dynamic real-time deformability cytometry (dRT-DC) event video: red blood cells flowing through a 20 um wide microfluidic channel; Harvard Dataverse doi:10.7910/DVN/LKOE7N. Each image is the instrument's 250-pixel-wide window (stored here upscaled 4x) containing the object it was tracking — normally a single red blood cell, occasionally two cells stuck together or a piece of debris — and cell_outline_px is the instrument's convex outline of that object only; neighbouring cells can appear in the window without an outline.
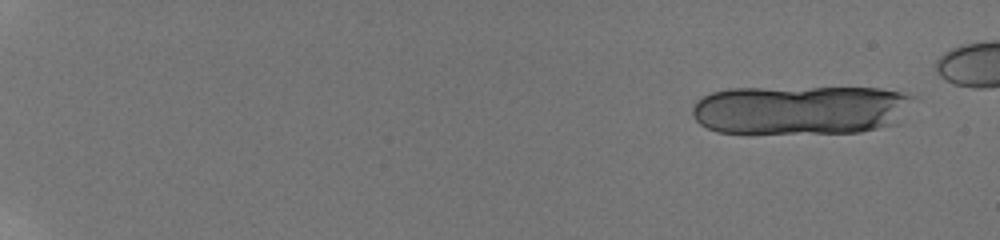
{"species": "human", "species_latin": "Homo sapiens", "temperature_condition": "room temperature", "stored_images_in_passage": 44, "camera_frame_rate_fps": 3000, "um_per_image_px": 0.085, "donor": {"sex": "male"}, "frame": {"image": 1, "passage_image": 8, "time_ms": 1.0, "image_size_px": [1000, 240], "cell_outline_px": [[916, 96], [896, 124], [860, 132], [716, 132], [700, 124], [696, 120], [692, 112], [692, 108], [696, 100], [712, 92], [728, 88], [880, 88], [900, 92]], "centroid_in_image_um": [68.04, 9.32], "position_along_channel_um": 17.0, "area_um2": 63.18}}